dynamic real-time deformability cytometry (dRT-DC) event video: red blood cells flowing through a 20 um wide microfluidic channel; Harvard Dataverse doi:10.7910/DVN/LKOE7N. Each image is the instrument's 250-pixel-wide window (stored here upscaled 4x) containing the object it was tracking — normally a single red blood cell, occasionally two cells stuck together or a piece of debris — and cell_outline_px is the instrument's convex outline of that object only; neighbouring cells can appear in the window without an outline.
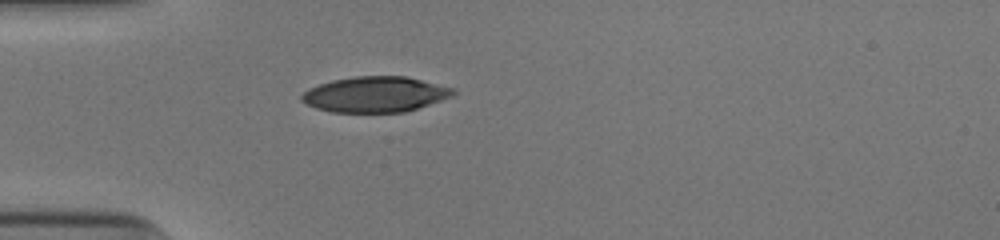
{"species": "human", "species_latin": "Homo sapiens", "temperature_condition": "cold", "stored_images_in_passage": 37, "camera_frame_rate_fps": 3000, "um_per_image_px": 0.085, "donor": {"sex": "male"}, "frame": {"image": 1, "passage_image": 1, "time_ms": 0.0, "image_size_px": [1000, 240], "cell_outline_px": [[456, 92], [452, 96], [404, 112], [332, 112], [316, 108], [300, 100], [300, 96], [308, 88], [332, 80], [356, 76], [404, 76], [456, 88]], "centroid_in_image_um": [31.88, 8.01], "position_along_channel_um": 53.1, "area_um2": 31.21}}
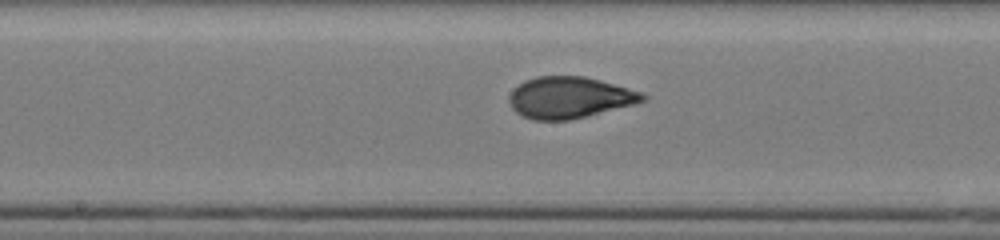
{"frame": {"image": 2, "passage_image": 13, "time_ms": 4.0, "image_size_px": [1000, 240], "cell_outline_px": [[648, 96], [644, 100], [632, 104], [568, 120], [532, 120], [516, 112], [512, 108], [508, 100], [508, 96], [512, 88], [524, 80], [536, 76], [584, 76], [600, 80], [640, 92]], "centroid_in_image_um": [48.32, 8.27], "position_along_channel_um": 199.9, "area_um2": 31.91}}
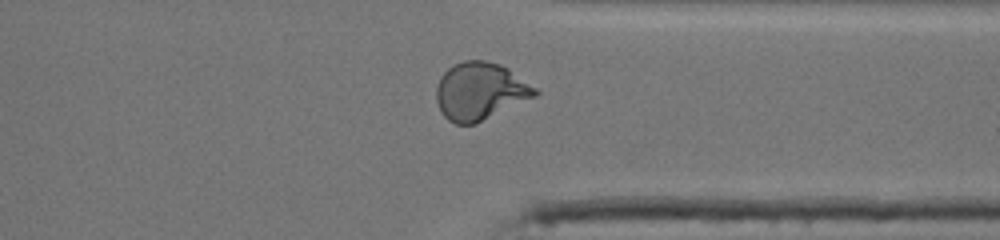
{"frame": {"image": 3, "passage_image": 26, "time_ms": 8.333, "image_size_px": [1000, 240], "cell_outline_px": [[540, 92], [536, 96], [476, 124], [456, 124], [448, 120], [440, 112], [436, 100], [436, 88], [440, 76], [452, 64], [464, 60], [484, 60], [500, 64], [508, 68], [536, 88]], "centroid_in_image_um": [40.79, 7.75], "position_along_channel_um": 370.6, "area_um2": 33.29}, "authors_computed_cell_mechanics": {"area_um2": 32.3102, "velocity_mm_per_s": 3.9547, "shape_relaxation_time_tau1_ms": 6.9232, "shape_relaxation_time_tau2_ms": null, "deformation_change_tau1": 0.249, "deformation_change_tau2": null}}